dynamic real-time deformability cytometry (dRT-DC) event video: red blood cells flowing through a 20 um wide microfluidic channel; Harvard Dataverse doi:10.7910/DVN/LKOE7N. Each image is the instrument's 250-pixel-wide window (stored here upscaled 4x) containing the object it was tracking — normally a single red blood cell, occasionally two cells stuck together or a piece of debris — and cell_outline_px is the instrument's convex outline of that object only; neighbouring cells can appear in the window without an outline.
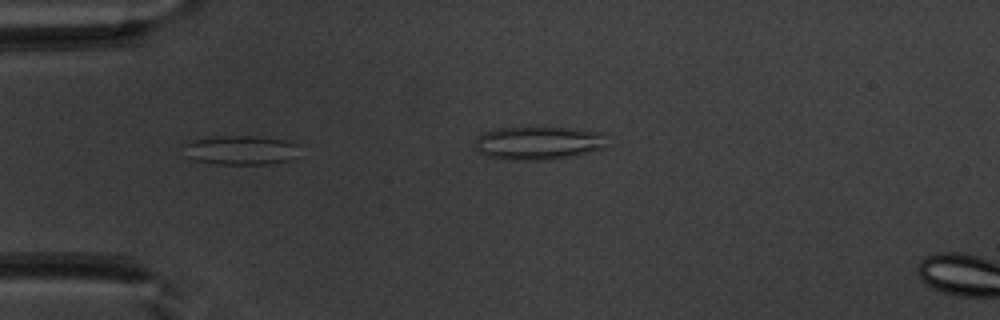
{"species": "common noctule bat (a hibernating species)", "species_latin": "Nyctalus noctula", "temperature_condition": "warm", "stored_images_in_passage": 36, "camera_frame_rate_fps": 3000, "um_per_image_px": 0.085, "animal": {"sex": "male", "body_mass_g": 20.1, "forearm_length_mm": 53.5}, "frame": {"image": 1, "passage_image": 11, "time_ms": 3.333, "image_size_px": [1000, 320], "cell_outline_px": [[300, 156], [288, 160], [272, 164], [216, 164], [196, 160], [188, 156], [180, 144], [184, 140], [220, 136], [260, 136], [284, 140], [300, 144]], "centroid_in_image_um": [20.48, 12.75], "position_along_channel_um": 64.5, "area_um2": 20.35}}
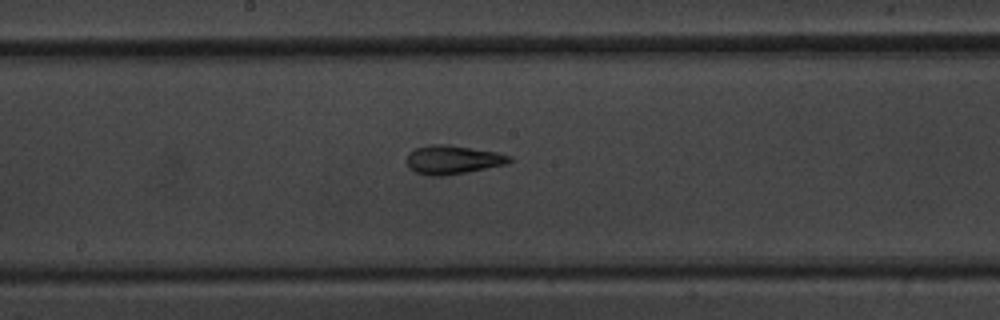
{"frame": {"image": 2, "passage_image": 22, "time_ms": 7.0, "image_size_px": [1000, 320], "cell_outline_px": [[512, 160], [508, 164], [444, 176], [428, 176], [416, 172], [408, 168], [408, 152], [416, 148], [432, 144], [448, 144], [496, 152], [512, 156]], "centroid_in_image_um": [38.49, 13.58], "position_along_channel_um": 209.7, "area_um2": 17.22}}
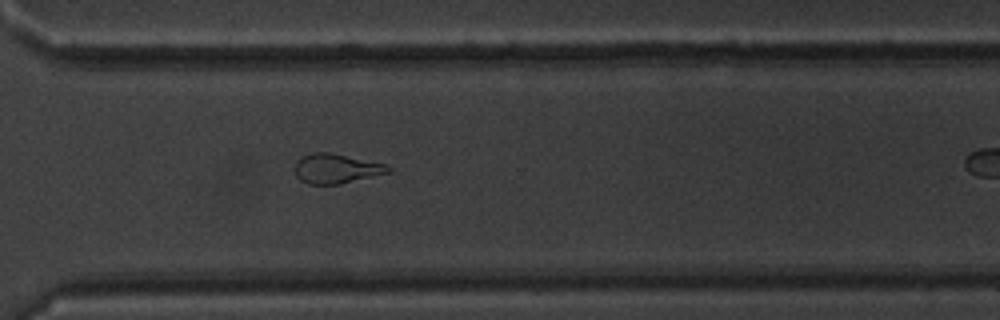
{"frame": {"image": 3, "passage_image": 32, "time_ms": 10.333, "image_size_px": [1000, 320], "cell_outline_px": [[392, 172], [340, 184], [308, 184], [300, 180], [296, 176], [296, 160], [300, 156], [312, 152], [328, 152], [388, 164], [392, 168]], "centroid_in_image_um": [28.6, 14.33], "position_along_channel_um": 342.0, "area_um2": 16.3}}